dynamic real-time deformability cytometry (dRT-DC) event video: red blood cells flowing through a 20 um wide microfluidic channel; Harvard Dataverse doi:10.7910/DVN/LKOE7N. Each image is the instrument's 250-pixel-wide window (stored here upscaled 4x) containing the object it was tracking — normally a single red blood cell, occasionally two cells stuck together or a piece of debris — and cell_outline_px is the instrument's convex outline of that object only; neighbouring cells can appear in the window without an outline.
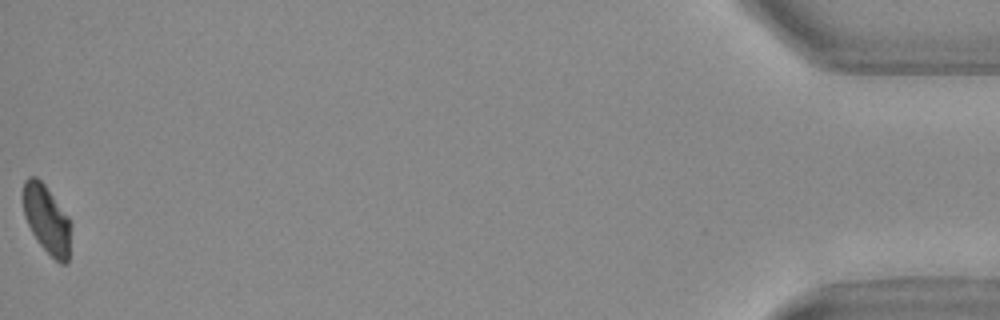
{"species": "Egyptian fruit bat (a non-hibernating species)", "species_latin": "Rousettus aegyptiacus", "temperature_condition": "warm", "stored_images_in_passage": 39, "camera_frame_rate_fps": 3000, "um_per_image_px": 0.085, "animal": {"sex": "female"}, "frame": {"image": 1, "passage_image": 39, "time_ms": 12.667, "image_size_px": [1000, 320], "cell_outline_px": [[72, 224], [68, 260], [64, 264], [60, 264], [36, 240], [24, 216], [24, 180], [28, 176], [36, 176], [44, 184], [68, 216]], "centroid_in_image_um": [4.0, 18.65], "position_along_channel_um": 431.2, "area_um2": 18.9}, "authors_computed_cell_mechanics": {"area_um2": 20.0566, "velocity_mm_per_s": 3.7212, "shape_relaxation_time_tau1_ms": null, "shape_relaxation_time_tau2_ms": 2.1476, "deformation_change_tau1": null, "deformation_change_tau2": 0.0575}}